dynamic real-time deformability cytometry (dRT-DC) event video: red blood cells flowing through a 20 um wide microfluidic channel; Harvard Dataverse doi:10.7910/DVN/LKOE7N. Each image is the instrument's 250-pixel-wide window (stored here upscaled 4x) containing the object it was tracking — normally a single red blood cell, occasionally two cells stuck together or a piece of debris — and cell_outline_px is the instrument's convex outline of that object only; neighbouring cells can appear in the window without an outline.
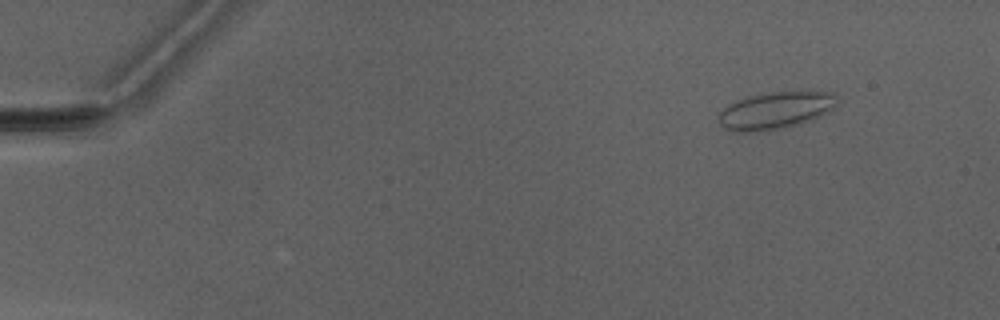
{"species": "Egyptian fruit bat (a non-hibernating species)", "species_latin": "Rousettus aegyptiacus", "temperature_condition": "warm", "stored_images_in_passage": 5, "camera_frame_rate_fps": 3000, "um_per_image_px": 0.085, "animal": {"sex": "male"}, "frame": {"image": 1, "passage_image": 2, "time_ms": 1.333, "image_size_px": [1000, 320], "cell_outline_px": [[836, 104], [828, 112], [812, 120], [800, 124], [784, 128], [756, 132], [736, 132], [724, 128], [720, 124], [716, 116], [728, 104], [736, 100], [748, 96], [768, 92], [792, 88], [808, 88], [836, 92]], "centroid_in_image_um": [65.98, 9.32], "position_along_channel_um": 19.0, "area_um2": 27.05}}